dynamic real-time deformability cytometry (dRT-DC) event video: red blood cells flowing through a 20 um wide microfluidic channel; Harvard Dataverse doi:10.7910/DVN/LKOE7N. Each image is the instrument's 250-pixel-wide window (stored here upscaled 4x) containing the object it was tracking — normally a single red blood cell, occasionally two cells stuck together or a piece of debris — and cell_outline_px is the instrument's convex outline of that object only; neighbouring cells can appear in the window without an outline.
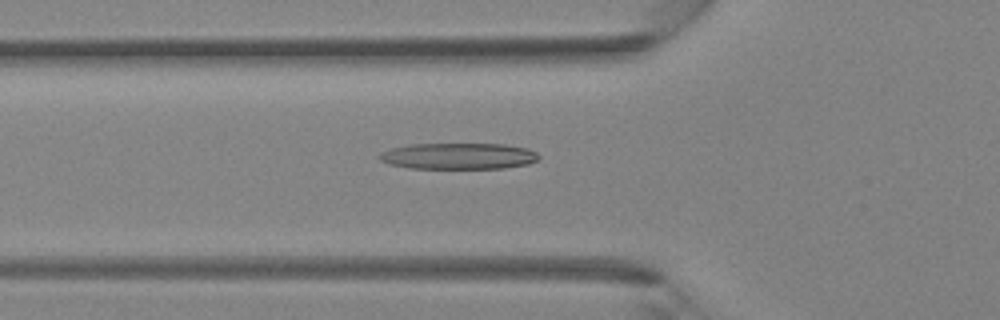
{"species": "Egyptian fruit bat (a non-hibernating species)", "species_latin": "Rousettus aegyptiacus", "temperature_condition": "room temperature", "stored_images_in_passage": 36, "camera_frame_rate_fps": 3000, "um_per_image_px": 0.085, "animal": {"sex": "female"}, "frame": {"image": 1, "passage_image": 9, "time_ms": 2.667, "image_size_px": [1000, 320], "cell_outline_px": [[540, 156], [536, 160], [528, 164], [504, 168], [408, 168], [388, 164], [380, 160], [380, 152], [392, 148], [408, 144], [504, 144], [528, 148], [536, 152]], "centroid_in_image_um": [38.97, 13.26], "position_along_channel_um": 86.8, "area_um2": 24.39}}
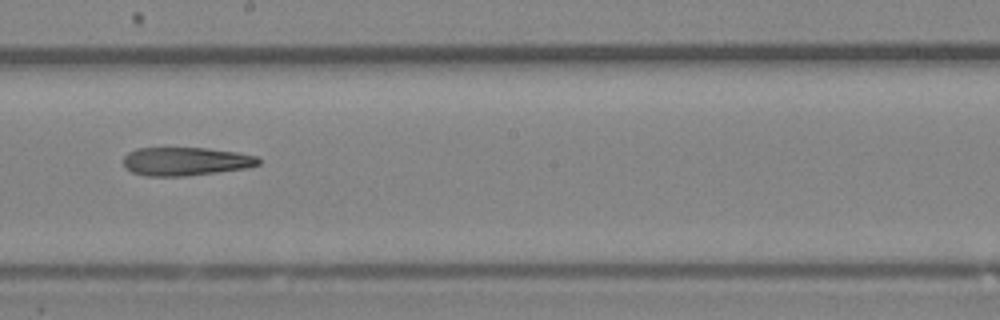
{"frame": {"image": 2, "passage_image": 18, "time_ms": 5.667, "image_size_px": [1000, 320], "cell_outline_px": [[260, 164], [248, 168], [184, 176], [144, 176], [132, 172], [124, 168], [124, 156], [128, 152], [136, 148], [208, 148], [236, 152], [256, 156], [260, 160]], "centroid_in_image_um": [15.76, 13.72], "position_along_channel_um": 232.4, "area_um2": 22.43}}
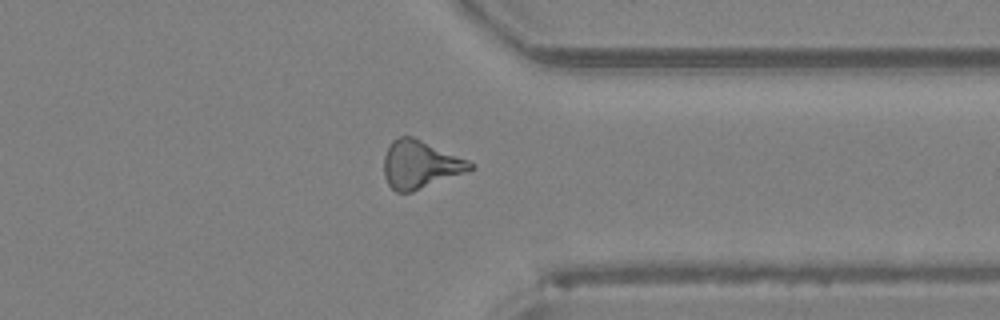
{"frame": {"image": 3, "passage_image": 27, "time_ms": 8.667, "image_size_px": [1000, 320], "cell_outline_px": [[476, 164], [472, 168], [464, 172], [412, 192], [396, 192], [388, 184], [384, 176], [384, 156], [392, 140], [400, 136], [412, 136], [468, 160]], "centroid_in_image_um": [35.68, 13.98], "position_along_channel_um": 375.7, "area_um2": 23.7}}